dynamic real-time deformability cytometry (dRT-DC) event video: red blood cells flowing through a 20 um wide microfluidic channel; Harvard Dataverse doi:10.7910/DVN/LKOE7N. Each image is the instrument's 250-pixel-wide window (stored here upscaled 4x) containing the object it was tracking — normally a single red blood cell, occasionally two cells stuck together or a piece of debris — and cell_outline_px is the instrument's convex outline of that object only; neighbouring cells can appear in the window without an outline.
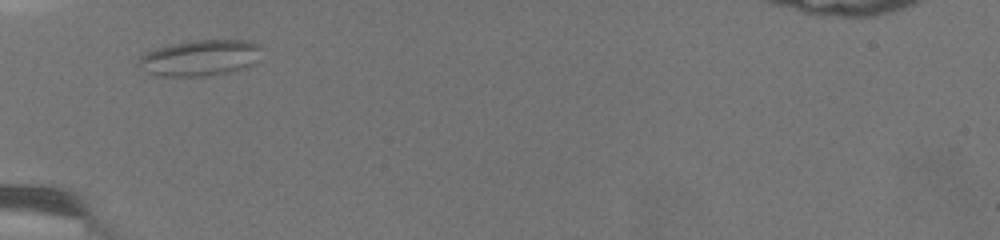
{"species": "common noctule bat (a hibernating species)", "species_latin": "Nyctalus noctula", "temperature_condition": "warm", "stored_images_in_passage": 24, "camera_frame_rate_fps": 3000, "um_per_image_px": 0.085, "animal": {"sex": "female", "body_mass_g": 19.5, "forearm_length_mm": 54.1}, "frame": {"image": 1, "passage_image": 1, "time_ms": 0.0, "image_size_px": [1000, 240], "cell_outline_px": [[264, 48], [252, 64], [228, 72], [204, 76], [164, 76], [148, 72], [140, 68], [140, 56], [148, 52], [172, 44], [200, 40], [248, 40], [264, 44]], "centroid_in_image_um": [17.09, 4.9], "position_along_channel_um": 67.9, "area_um2": 25.37}}
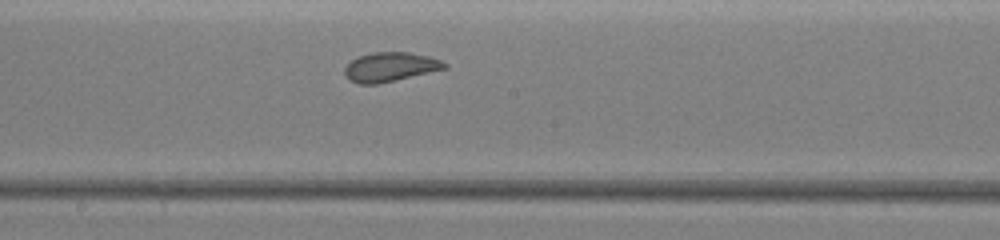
{"frame": {"image": 2, "passage_image": 15, "time_ms": 4.333, "image_size_px": [1000, 240], "cell_outline_px": [[448, 68], [376, 84], [360, 84], [348, 80], [344, 72], [344, 68], [352, 60], [360, 56], [372, 52], [408, 52], [428, 56], [440, 60], [448, 64]], "centroid_in_image_um": [33.16, 5.69], "position_along_channel_um": 215.0, "area_um2": 16.88}}
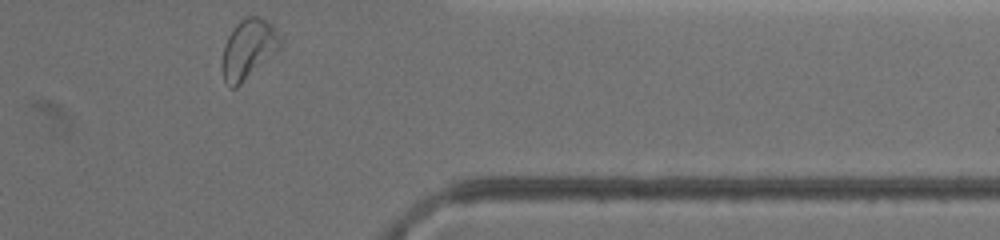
{"frame": {"image": 3, "passage_image": 24, "time_ms": 9.667, "image_size_px": [1000, 240], "cell_outline_px": [[280, 48], [276, 52], [236, 88], [232, 88], [224, 80], [220, 68], [220, 64], [224, 48], [228, 36], [232, 28], [244, 16], [260, 16], [280, 36]], "centroid_in_image_um": [21.05, 4.18], "position_along_channel_um": 390.3, "area_um2": 19.94}, "authors_computed_cell_mechanics": {"area_um2": 17.3978, "velocity_mm_per_s": 3.4692, "shape_relaxation_time_tau1_ms": null, "shape_relaxation_time_tau2_ms": 0.802, "deformation_change_tau1": null, "deformation_change_tau2": 0.077}}